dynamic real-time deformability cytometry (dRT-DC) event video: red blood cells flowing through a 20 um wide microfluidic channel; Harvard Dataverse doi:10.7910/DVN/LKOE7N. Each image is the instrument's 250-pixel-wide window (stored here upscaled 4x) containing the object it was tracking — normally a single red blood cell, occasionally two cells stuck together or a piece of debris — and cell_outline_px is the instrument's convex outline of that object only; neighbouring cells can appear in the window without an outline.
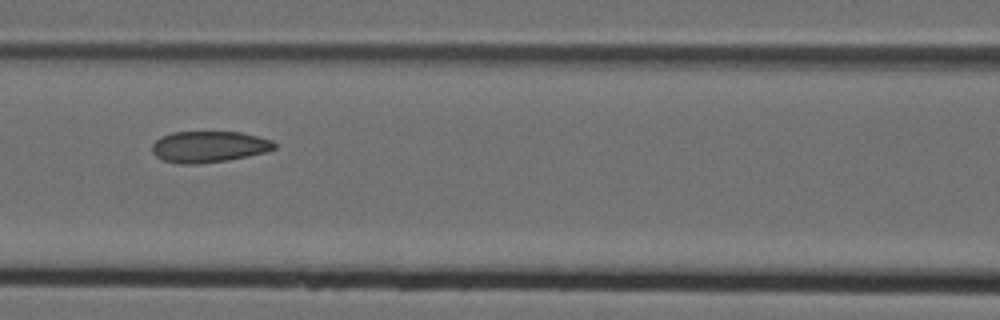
{"species": "Egyptian fruit bat (a non-hibernating species)", "species_latin": "Rousettus aegyptiacus", "temperature_condition": "cold", "stored_images_in_passage": 5, "camera_frame_rate_fps": 3000, "um_per_image_px": 0.085, "animal": {"sex": "female"}, "frame": {"image": 1, "passage_image": 3, "time_ms": 0.667, "image_size_px": [1000, 320], "cell_outline_px": [[276, 148], [264, 152], [248, 156], [228, 160], [196, 164], [180, 164], [164, 160], [156, 156], [152, 152], [152, 144], [160, 136], [172, 132], [240, 132], [272, 140], [276, 144]], "centroid_in_image_um": [17.73, 12.47], "position_along_channel_um": 148.9, "area_um2": 22.25}}
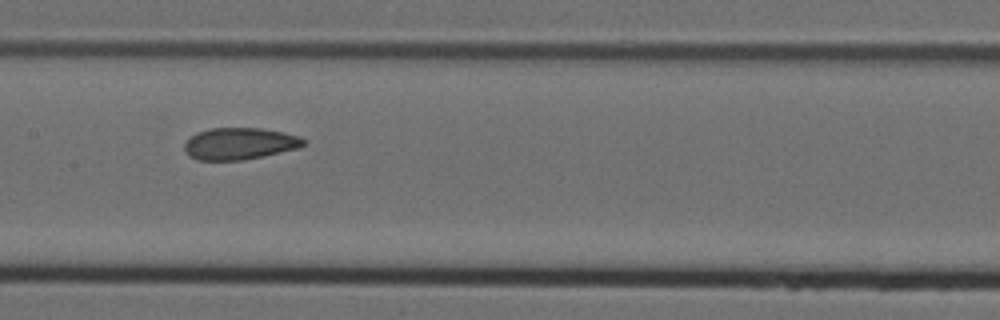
{"frame": {"image": 2, "passage_image": 4, "time_ms": 1.0, "image_size_px": [1000, 320], "cell_outline_px": [[304, 144], [300, 148], [244, 160], [196, 160], [188, 156], [184, 152], [184, 144], [196, 132], [208, 128], [260, 128], [284, 132], [300, 136], [304, 140]], "centroid_in_image_um": [20.34, 12.21], "position_along_channel_um": 187.1, "area_um2": 22.25}}
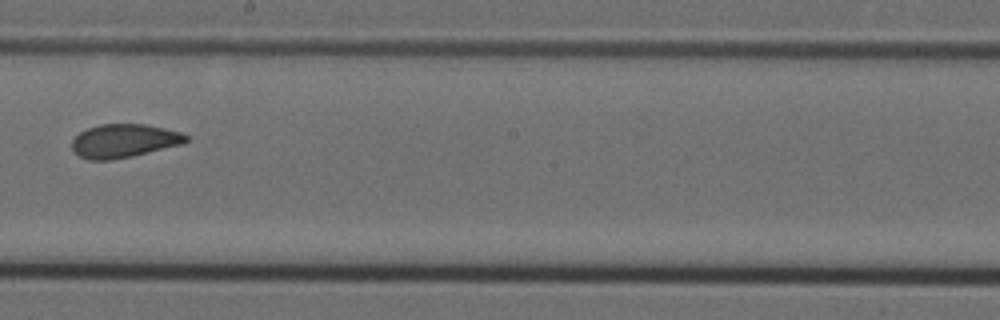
{"frame": {"image": 3, "passage_image": 5, "time_ms": 1.333, "image_size_px": [1000, 320], "cell_outline_px": [[188, 140], [184, 144], [132, 156], [112, 160], [88, 160], [72, 152], [72, 140], [80, 132], [88, 128], [100, 124], [144, 124], [164, 128], [180, 132], [188, 136]], "centroid_in_image_um": [10.53, 11.98], "position_along_channel_um": 237.7, "area_um2": 22.37}}